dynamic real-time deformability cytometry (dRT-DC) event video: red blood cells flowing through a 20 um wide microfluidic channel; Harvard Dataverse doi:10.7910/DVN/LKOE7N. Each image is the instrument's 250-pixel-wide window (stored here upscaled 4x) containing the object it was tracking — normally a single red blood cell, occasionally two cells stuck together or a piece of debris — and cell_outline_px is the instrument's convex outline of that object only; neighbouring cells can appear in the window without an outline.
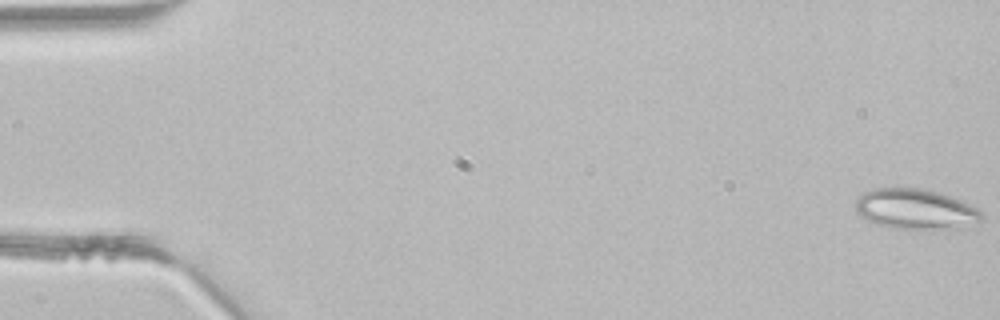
{"species": "common noctule bat (a hibernating species)", "species_latin": "Nyctalus noctula", "temperature_condition": "room temperature", "stored_images_in_passage": 3, "camera_frame_rate_fps": 3000, "um_per_image_px": 0.085, "animal": {"sex": "male", "body_mass_g": 21.5, "forearm_length_mm": 52.0}, "frame": {"image": 1, "passage_image": 1, "time_ms": 0.0, "image_size_px": [1000, 320], "cell_outline_px": [[984, 220], [956, 228], [896, 228], [880, 224], [868, 220], [860, 216], [856, 212], [856, 200], [864, 192], [876, 188], [920, 188], [936, 192], [960, 200], [980, 208], [984, 216]], "centroid_in_image_um": [77.84, 17.76], "position_along_channel_um": 7.2, "area_um2": 29.19}}